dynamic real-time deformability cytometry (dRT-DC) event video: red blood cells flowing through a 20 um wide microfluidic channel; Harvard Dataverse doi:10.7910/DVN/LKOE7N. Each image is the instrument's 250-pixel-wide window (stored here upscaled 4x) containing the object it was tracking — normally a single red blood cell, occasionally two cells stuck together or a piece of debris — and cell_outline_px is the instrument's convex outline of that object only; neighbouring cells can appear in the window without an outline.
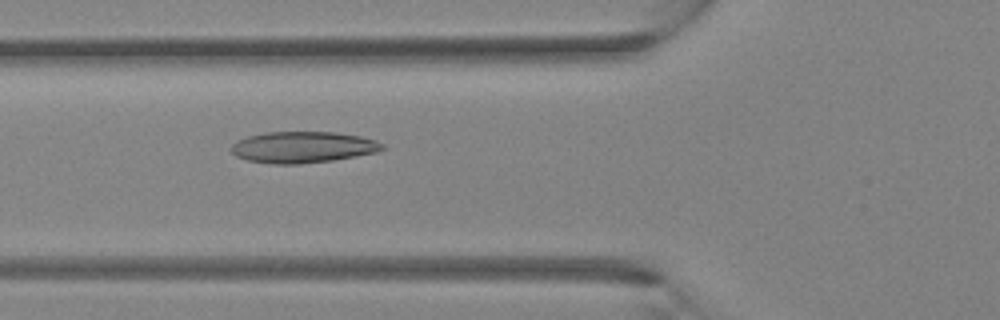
{"species": "Egyptian fruit bat (a non-hibernating species)", "species_latin": "Rousettus aegyptiacus", "temperature_condition": "room temperature", "stored_images_in_passage": 40, "camera_frame_rate_fps": 3000, "um_per_image_px": 0.085, "animal": {"sex": "female"}, "frame": {"image": 1, "passage_image": 15, "time_ms": 4.667, "image_size_px": [1000, 320], "cell_outline_px": [[384, 148], [376, 152], [332, 160], [300, 164], [272, 164], [248, 160], [236, 156], [232, 152], [232, 144], [248, 136], [268, 132], [332, 132], [360, 136], [376, 140], [384, 144]], "centroid_in_image_um": [25.75, 12.51], "position_along_channel_um": 100.1, "area_um2": 27.28}}
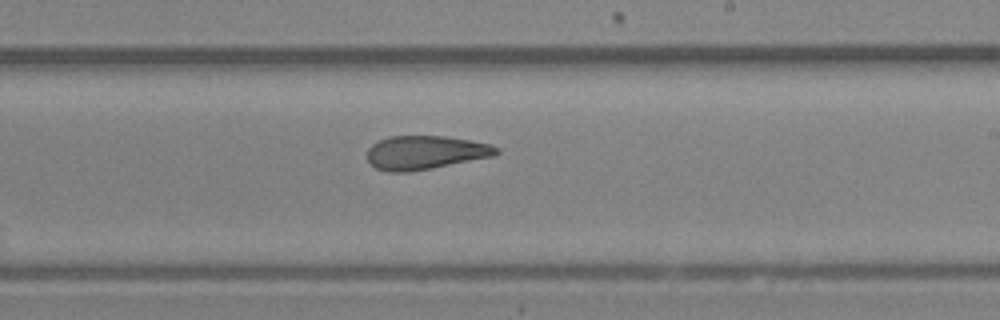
{"frame": {"image": 2, "passage_image": 24, "time_ms": 7.667, "image_size_px": [1000, 320], "cell_outline_px": [[500, 152], [492, 156], [432, 168], [408, 172], [388, 172], [376, 168], [368, 160], [368, 148], [372, 144], [388, 136], [444, 136], [468, 140], [488, 144], [500, 148]], "centroid_in_image_um": [36.13, 12.96], "position_along_channel_um": 252.9, "area_um2": 25.14}}
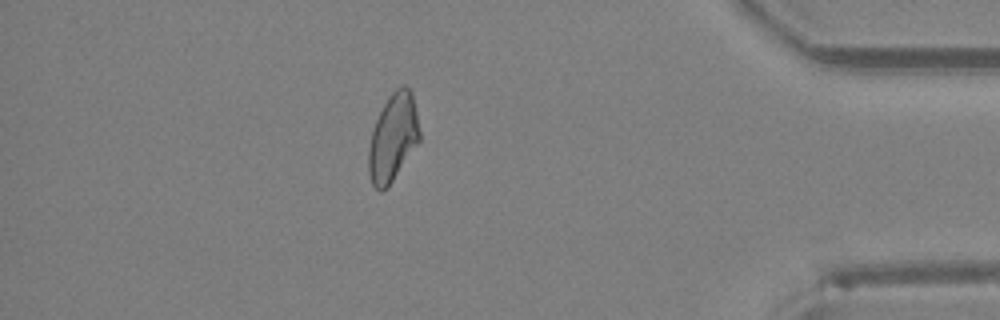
{"frame": {"image": 3, "passage_image": 35, "time_ms": 11.333, "image_size_px": [1000, 320], "cell_outline_px": [[420, 140], [388, 188], [380, 192], [372, 184], [368, 172], [368, 148], [372, 132], [376, 120], [388, 96], [396, 88], [404, 84], [412, 92], [420, 132]], "centroid_in_image_um": [33.4, 11.71], "position_along_channel_um": 401.8, "area_um2": 26.01}}